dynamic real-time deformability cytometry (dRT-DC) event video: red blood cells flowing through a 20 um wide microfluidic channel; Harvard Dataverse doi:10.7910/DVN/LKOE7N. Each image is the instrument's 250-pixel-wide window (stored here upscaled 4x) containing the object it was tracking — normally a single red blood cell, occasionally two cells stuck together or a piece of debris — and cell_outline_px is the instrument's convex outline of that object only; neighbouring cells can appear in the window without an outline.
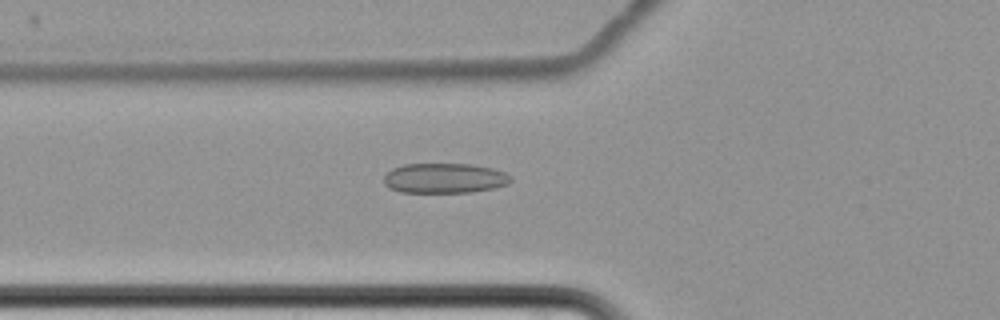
{"species": "common noctule bat (a hibernating species)", "species_latin": "Nyctalus noctula", "temperature_condition": "cold", "stored_images_in_passage": 2, "camera_frame_rate_fps": 3000, "um_per_image_px": 0.085, "animal": {"sex": "female", "body_mass_g": 22.7, "forearm_length_mm": 54.2}, "frame": {"image": 1, "passage_image": 2, "time_ms": 1.0, "image_size_px": [1000, 320], "cell_outline_px": [[512, 180], [508, 184], [496, 188], [472, 192], [400, 192], [388, 188], [384, 184], [384, 176], [392, 168], [404, 164], [472, 164], [492, 168], [504, 172], [512, 176]], "centroid_in_image_um": [37.8, 15.15], "position_along_channel_um": 88.0, "area_um2": 22.37}}